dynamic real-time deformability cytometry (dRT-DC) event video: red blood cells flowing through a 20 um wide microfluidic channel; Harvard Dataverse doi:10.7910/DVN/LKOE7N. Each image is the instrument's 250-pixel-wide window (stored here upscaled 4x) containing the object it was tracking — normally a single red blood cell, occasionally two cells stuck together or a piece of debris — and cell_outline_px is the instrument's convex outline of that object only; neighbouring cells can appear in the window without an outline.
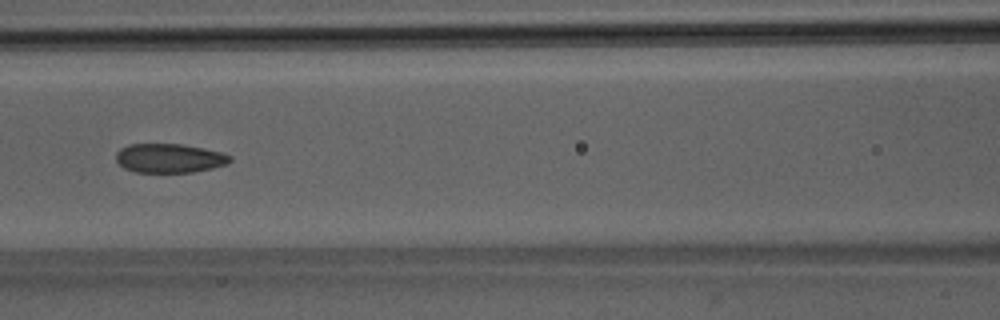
{"species": "Egyptian fruit bat (a non-hibernating species)", "species_latin": "Rousettus aegyptiacus", "temperature_condition": "room temperature", "stored_images_in_passage": 50, "camera_frame_rate_fps": 3000, "um_per_image_px": 0.085, "animal": {"sex": "male"}, "frame": {"image": 1, "passage_image": 22, "time_ms": 7.0, "image_size_px": [1000, 320], "cell_outline_px": [[232, 160], [228, 164], [212, 168], [192, 172], [136, 172], [124, 168], [116, 160], [116, 152], [120, 148], [128, 144], [180, 144], [204, 148], [220, 152], [232, 156]], "centroid_in_image_um": [14.4, 13.44], "position_along_channel_um": 152.2, "area_um2": 19.36}}
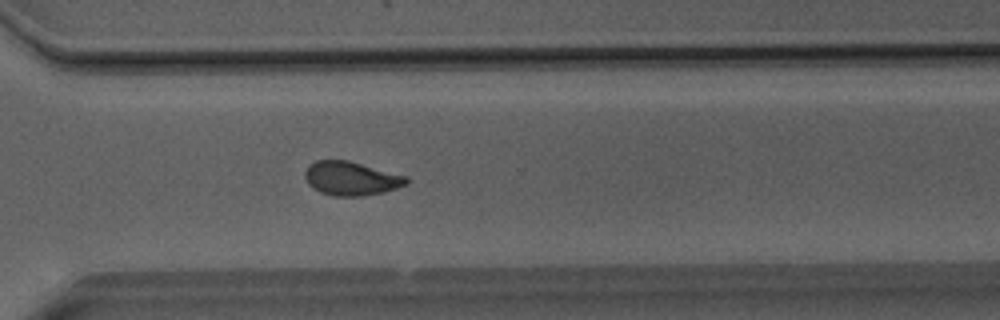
{"frame": {"image": 2, "passage_image": 36, "time_ms": 11.667, "image_size_px": [1000, 320], "cell_outline_px": [[408, 184], [384, 192], [360, 196], [332, 196], [320, 192], [312, 188], [308, 184], [304, 176], [304, 172], [308, 164], [316, 160], [348, 160], [408, 176]], "centroid_in_image_um": [29.83, 15.16], "position_along_channel_um": 340.8, "area_um2": 20.23}}
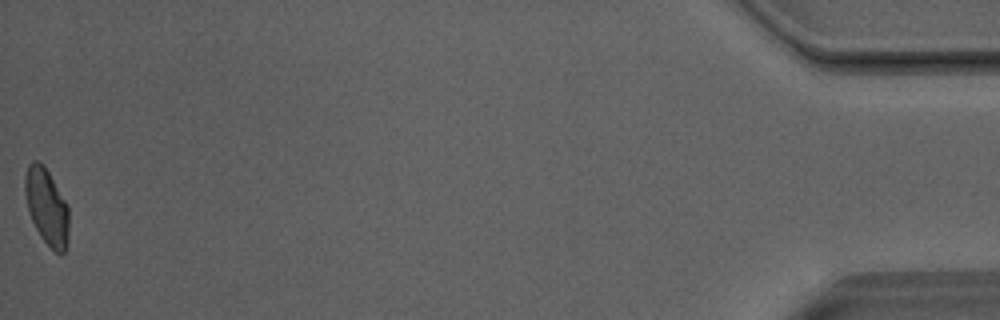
{"frame": {"image": 3, "passage_image": 50, "time_ms": 16.333, "image_size_px": [1000, 320], "cell_outline_px": [[68, 240], [64, 252], [60, 256], [40, 236], [32, 220], [28, 208], [24, 192], [24, 176], [28, 164], [32, 160], [36, 160], [44, 164], [68, 204]], "centroid_in_image_um": [3.97, 17.53], "position_along_channel_um": 431.2, "area_um2": 19.65}, "authors_computed_cell_mechanics": {"area_um2": 20.3456, "velocity_mm_per_s": 4.0445, "shape_relaxation_time_tau1_ms": 4.5478, "shape_relaxation_time_tau2_ms": 1.4707, "deformation_change_tau1": 0.1185, "deformation_change_tau2": 0.0574}}